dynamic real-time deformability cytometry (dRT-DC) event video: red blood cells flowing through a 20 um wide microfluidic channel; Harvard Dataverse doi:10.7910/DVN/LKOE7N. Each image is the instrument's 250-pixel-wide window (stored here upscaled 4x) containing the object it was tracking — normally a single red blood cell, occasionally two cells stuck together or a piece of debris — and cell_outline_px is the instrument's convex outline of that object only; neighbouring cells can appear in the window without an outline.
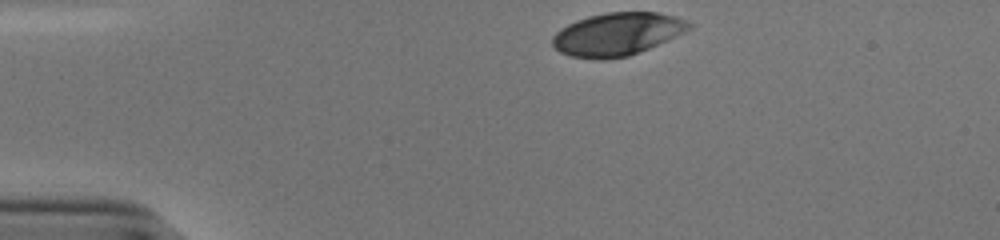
{"species": "human", "species_latin": "Homo sapiens", "temperature_condition": "cold", "stored_images_in_passage": 33, "camera_frame_rate_fps": 3000, "um_per_image_px": 0.085, "donor": {"sex": "male"}, "frame": {"image": 1, "passage_image": 1, "time_ms": 0.0, "image_size_px": [1000, 240], "cell_outline_px": [[692, 28], [676, 36], [648, 48], [628, 56], [600, 60], [596, 60], [572, 56], [560, 52], [552, 44], [552, 36], [560, 28], [576, 20], [588, 16], [608, 12], [656, 12], [676, 16], [688, 20], [692, 24]], "centroid_in_image_um": [52.46, 2.89], "position_along_channel_um": 32.5, "area_um2": 34.1}}
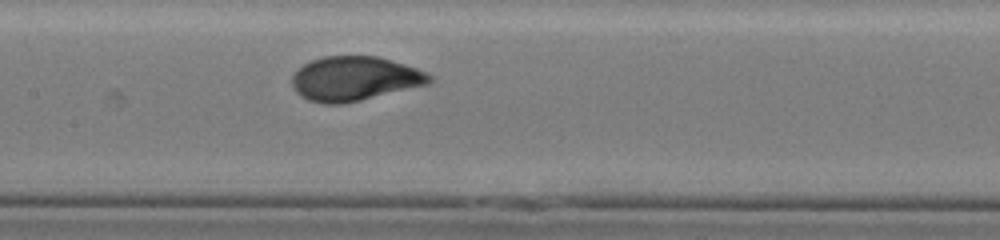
{"frame": {"image": 2, "passage_image": 17, "time_ms": 5.333, "image_size_px": [1000, 240], "cell_outline_px": [[432, 84], [360, 100], [340, 104], [324, 104], [308, 100], [300, 96], [292, 88], [292, 72], [296, 68], [312, 60], [324, 56], [376, 56], [404, 64], [416, 68], [432, 76]], "centroid_in_image_um": [30.11, 6.69], "position_along_channel_um": 177.3, "area_um2": 35.72}}
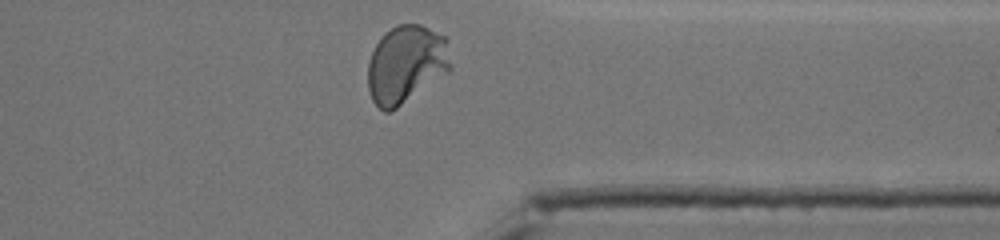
{"frame": {"image": 3, "passage_image": 33, "time_ms": 10.667, "image_size_px": [1000, 240], "cell_outline_px": [[452, 68], [448, 72], [396, 108], [388, 112], [384, 112], [372, 100], [368, 88], [368, 64], [372, 52], [380, 36], [384, 32], [396, 24], [420, 24], [444, 36], [448, 40], [452, 64]], "centroid_in_image_um": [34.52, 5.43], "position_along_channel_um": 376.9, "area_um2": 37.74}, "authors_computed_cell_mechanics": {"area_um2": 35.4314, "velocity_mm_per_s": 3.8028, "shape_relaxation_time_tau1_ms": 3.3819, "shape_relaxation_time_tau2_ms": null, "deformation_change_tau1": 0.1918, "deformation_change_tau2": null}}